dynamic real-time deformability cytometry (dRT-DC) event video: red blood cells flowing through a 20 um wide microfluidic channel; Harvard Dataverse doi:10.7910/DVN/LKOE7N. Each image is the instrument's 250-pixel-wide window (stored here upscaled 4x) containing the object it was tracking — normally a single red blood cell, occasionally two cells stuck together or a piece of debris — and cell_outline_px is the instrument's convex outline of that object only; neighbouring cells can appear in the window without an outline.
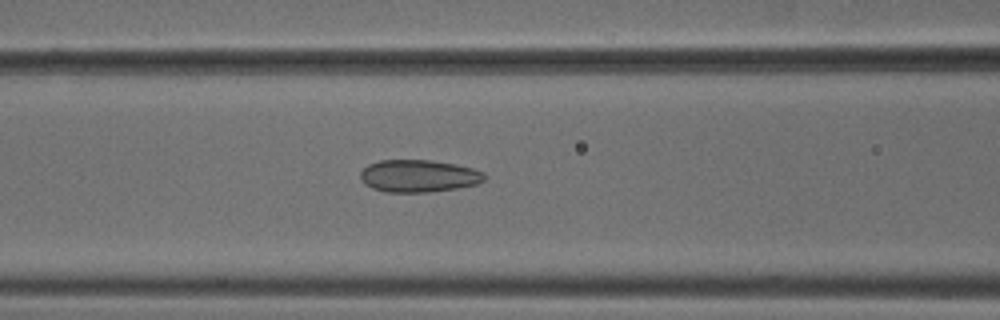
{"species": "common noctule bat (a hibernating species)", "species_latin": "Nyctalus noctula", "temperature_condition": "cold", "stored_images_in_passage": 49, "camera_frame_rate_fps": 3000, "um_per_image_px": 0.085, "animal": {"sex": "male", "body_mass_g": 18.8}, "frame": {"image": 1, "passage_image": 18, "time_ms": 5.667, "image_size_px": [1000, 320], "cell_outline_px": [[484, 180], [476, 184], [456, 188], [428, 192], [384, 192], [372, 188], [364, 184], [360, 180], [360, 172], [368, 164], [380, 160], [432, 160], [456, 164], [472, 168], [484, 172]], "centroid_in_image_um": [35.54, 14.95], "position_along_channel_um": 131.1, "area_um2": 23.47}}
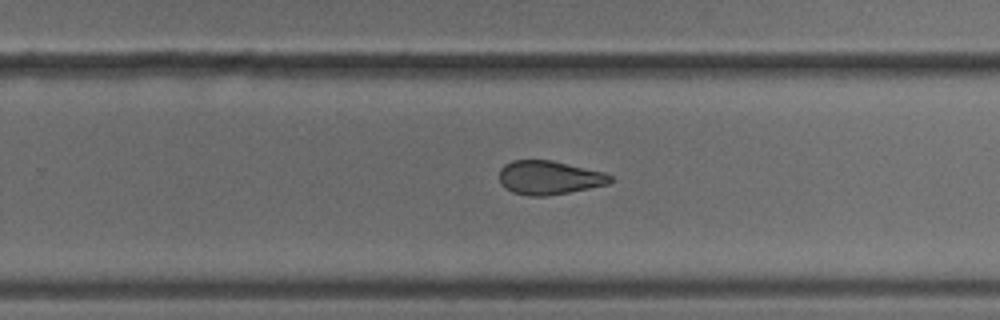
{"frame": {"image": 2, "passage_image": 30, "time_ms": 9.667, "image_size_px": [1000, 320], "cell_outline_px": [[612, 180], [608, 184], [568, 192], [544, 196], [528, 196], [512, 192], [504, 188], [500, 184], [500, 168], [504, 164], [512, 160], [552, 160], [604, 172], [612, 176]], "centroid_in_image_um": [46.64, 15.09], "position_along_channel_um": 283.2, "area_um2": 21.85}}
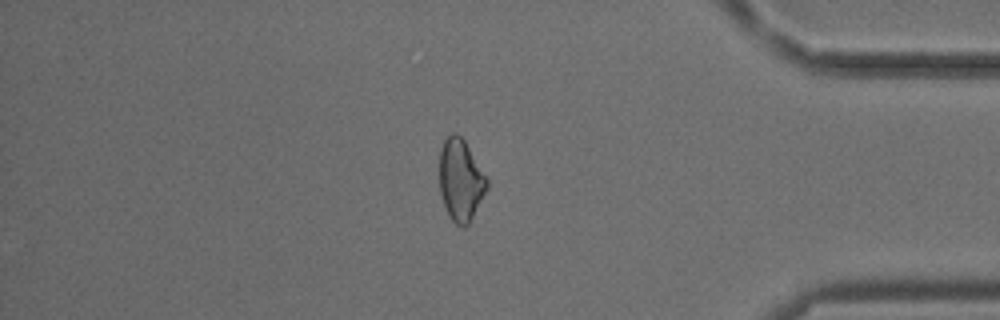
{"frame": {"image": 3, "passage_image": 41, "time_ms": 13.333, "image_size_px": [1000, 320], "cell_outline_px": [[488, 188], [468, 224], [464, 228], [456, 224], [448, 216], [440, 192], [440, 148], [444, 140], [452, 132], [456, 132], [464, 140], [488, 180]], "centroid_in_image_um": [39.14, 15.31], "position_along_channel_um": 396.1, "area_um2": 22.43}, "authors_computed_cell_mechanics": {"area_um2": 22.831, "velocity_mm_per_s": 3.7983, "shape_relaxation_time_tau1_ms": null, "shape_relaxation_time_tau2_ms": 2.5644, "deformation_change_tau1": null, "deformation_change_tau2": 0.1115}}